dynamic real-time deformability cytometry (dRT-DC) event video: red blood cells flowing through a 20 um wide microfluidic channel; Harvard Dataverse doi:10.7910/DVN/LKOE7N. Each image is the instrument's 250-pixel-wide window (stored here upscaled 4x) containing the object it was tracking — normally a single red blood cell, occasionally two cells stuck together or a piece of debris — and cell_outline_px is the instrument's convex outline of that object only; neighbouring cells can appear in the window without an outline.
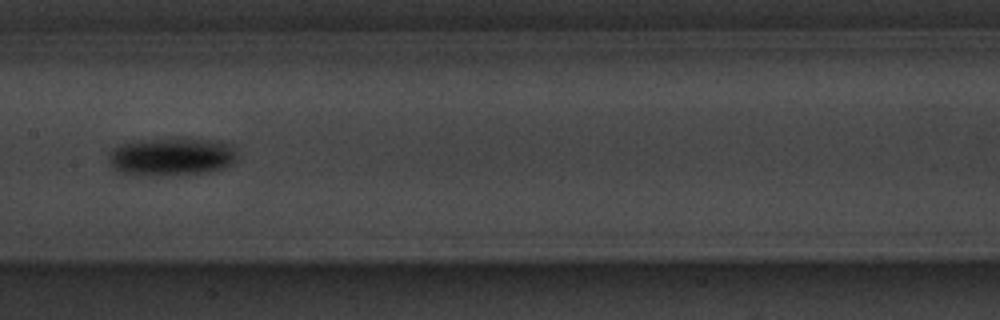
{"species": "common noctule bat (a hibernating species)", "species_latin": "Nyctalus noctula", "temperature_condition": "warm", "stored_images_in_passage": 15, "camera_frame_rate_fps": 3000, "um_per_image_px": 0.085, "animal": {"sex": "male", "body_mass_g": 20.1, "forearm_length_mm": 53.5}, "frame": {"image": 1, "passage_image": 7, "time_ms": 8.0, "image_size_px": [1000, 320], "cell_outline_px": [[236, 160], [224, 168], [208, 172], [152, 176], [132, 176], [116, 172], [108, 164], [108, 152], [112, 148], [120, 144], [176, 136], [188, 136], [220, 140], [236, 144]], "centroid_in_image_um": [14.59, 13.29], "position_along_channel_um": 192.8, "area_um2": 30.0}}
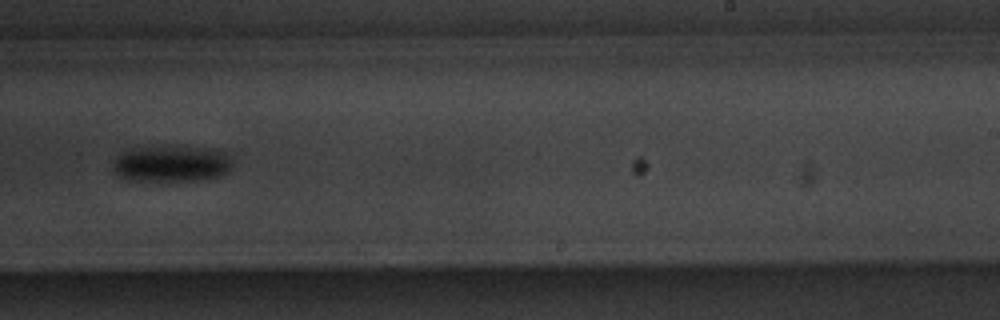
{"frame": {"image": 2, "passage_image": 9, "time_ms": 10.333, "image_size_px": [1000, 320], "cell_outline_px": [[232, 164], [228, 172], [216, 176], [196, 180], [164, 184], [128, 180], [120, 176], [112, 168], [112, 164], [124, 152], [132, 148], [212, 148], [224, 152], [228, 156]], "centroid_in_image_um": [14.55, 13.99], "position_along_channel_um": 274.4, "area_um2": 25.32}}
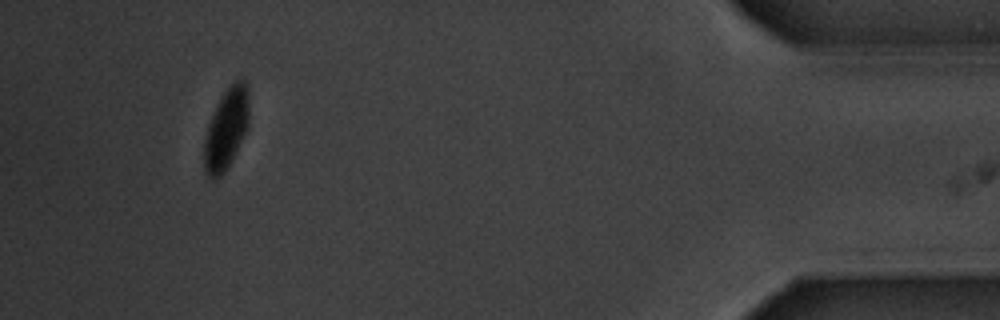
{"frame": {"image": 3, "passage_image": 15, "time_ms": 18.333, "image_size_px": [1000, 320], "cell_outline_px": [[248, 128], [228, 168], [220, 176], [212, 180], [208, 176], [204, 168], [204, 140], [208, 124], [224, 92], [236, 80], [244, 80], [248, 84]], "centroid_in_image_um": [19.24, 10.99], "position_along_channel_um": 416.0, "area_um2": 20.98}, "authors_computed_cell_mechanics": {"area_um2": 24.3916, "velocity_mm_per_s": 3.5036, "shape_relaxation_time_tau1_ms": 1.7746, "shape_relaxation_time_tau2_ms": null, "deformation_change_tau1": 0.0768, "deformation_change_tau2": null}}